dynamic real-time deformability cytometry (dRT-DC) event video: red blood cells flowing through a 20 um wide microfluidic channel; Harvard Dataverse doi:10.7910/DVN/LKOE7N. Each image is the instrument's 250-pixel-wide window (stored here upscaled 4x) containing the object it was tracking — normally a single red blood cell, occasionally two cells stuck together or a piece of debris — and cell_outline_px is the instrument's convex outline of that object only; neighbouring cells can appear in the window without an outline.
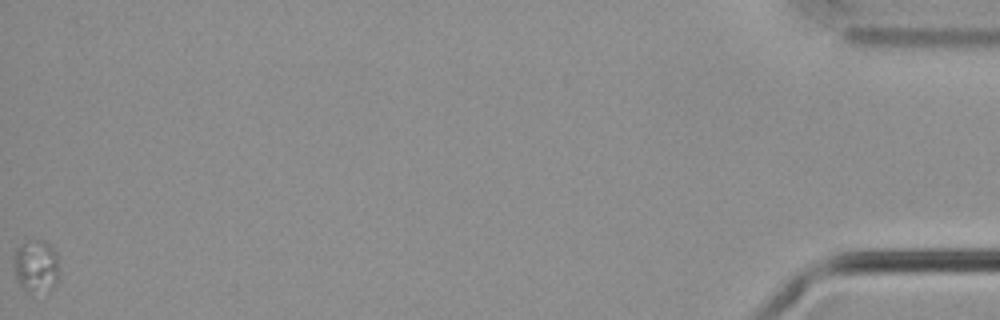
{"species": "common noctule bat (a hibernating species)", "species_latin": "Nyctalus noctula", "temperature_condition": "cold", "stored_images_in_passage": 47, "camera_frame_rate_fps": 3000, "um_per_image_px": 0.085, "animal": {"sex": "male", "body_mass_g": 21.5, "forearm_length_mm": 52.0}, "frame": {"image": 1, "passage_image": 47, "time_ms": 15.333, "image_size_px": [1000, 320], "cell_outline_px": [[56, 284], [52, 288], [24, 288], [16, 280], [12, 272], [12, 268], [16, 252], [20, 244], [28, 240], [44, 240], [56, 252]], "centroid_in_image_um": [3.0, 22.52], "position_along_channel_um": 432.2, "area_um2": 13.18}}